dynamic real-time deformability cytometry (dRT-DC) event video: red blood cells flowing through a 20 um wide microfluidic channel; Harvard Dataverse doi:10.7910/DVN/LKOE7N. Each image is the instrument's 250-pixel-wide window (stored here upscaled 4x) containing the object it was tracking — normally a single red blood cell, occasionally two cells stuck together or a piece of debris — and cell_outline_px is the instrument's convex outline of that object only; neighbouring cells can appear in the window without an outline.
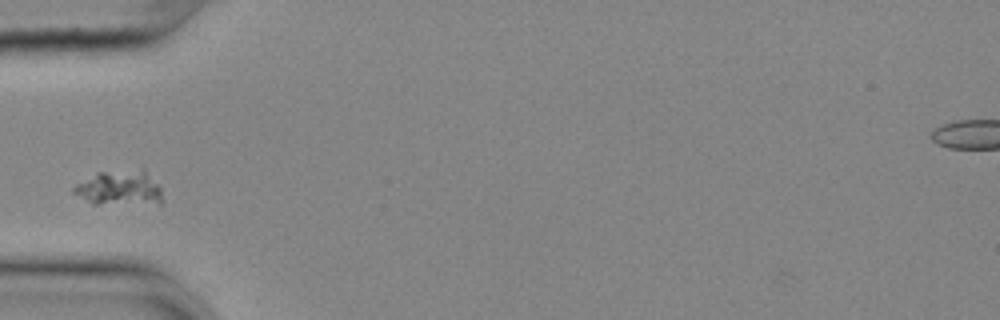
{"species": "common noctule bat (a hibernating species)", "species_latin": "Nyctalus noctula", "temperature_condition": "cold", "stored_images_in_passage": 42, "camera_frame_rate_fps": 3000, "um_per_image_px": 0.085, "animal": {"sex": "female", "body_mass_g": 25.1}, "frame": {"image": 1, "passage_image": 3, "time_ms": 0.667, "image_size_px": [1000, 320], "cell_outline_px": [[160, 204], [92, 204], [72, 192], [72, 188], [76, 184], [96, 172], [140, 168], [144, 168], [160, 188]], "centroid_in_image_um": [10.14, 15.97], "position_along_channel_um": 74.9, "area_um2": 18.26}}
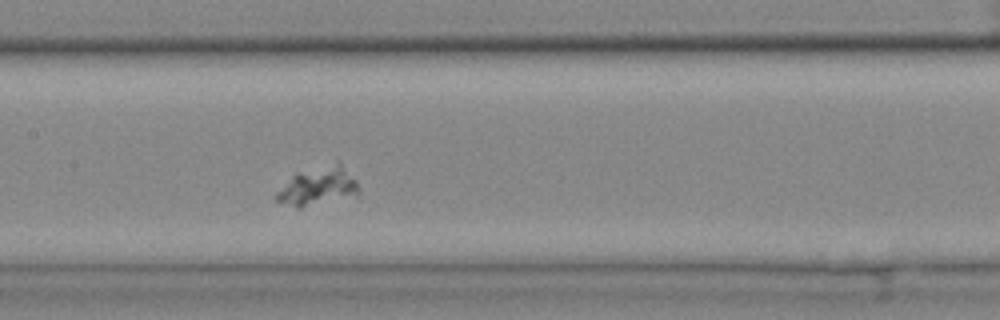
{"frame": {"image": 2, "passage_image": 12, "time_ms": 3.667, "image_size_px": [1000, 320], "cell_outline_px": [[360, 196], [300, 208], [276, 200], [276, 192], [292, 176], [336, 160], [356, 180], [360, 192]], "centroid_in_image_um": [27.11, 15.85], "position_along_channel_um": 180.3, "area_um2": 18.32}}
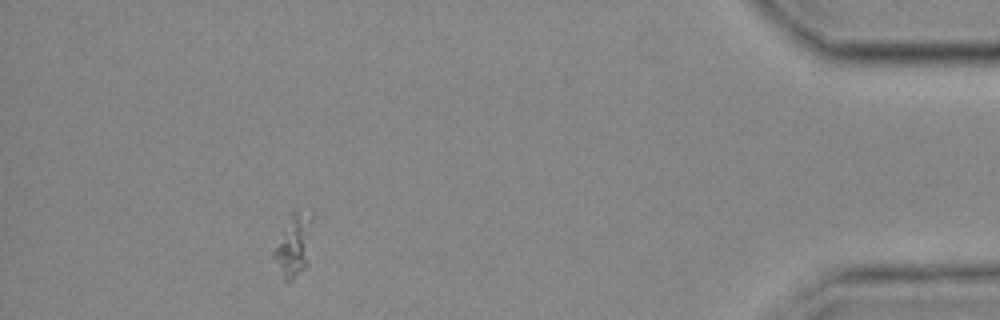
{"frame": {"image": 3, "passage_image": 36, "time_ms": 11.667, "image_size_px": [1000, 320], "cell_outline_px": [[316, 216], [304, 268], [292, 280], [284, 280], [272, 256], [272, 252], [292, 212], [296, 208], [312, 208]], "centroid_in_image_um": [25.03, 20.67], "position_along_channel_um": 410.2, "area_um2": 14.39}}